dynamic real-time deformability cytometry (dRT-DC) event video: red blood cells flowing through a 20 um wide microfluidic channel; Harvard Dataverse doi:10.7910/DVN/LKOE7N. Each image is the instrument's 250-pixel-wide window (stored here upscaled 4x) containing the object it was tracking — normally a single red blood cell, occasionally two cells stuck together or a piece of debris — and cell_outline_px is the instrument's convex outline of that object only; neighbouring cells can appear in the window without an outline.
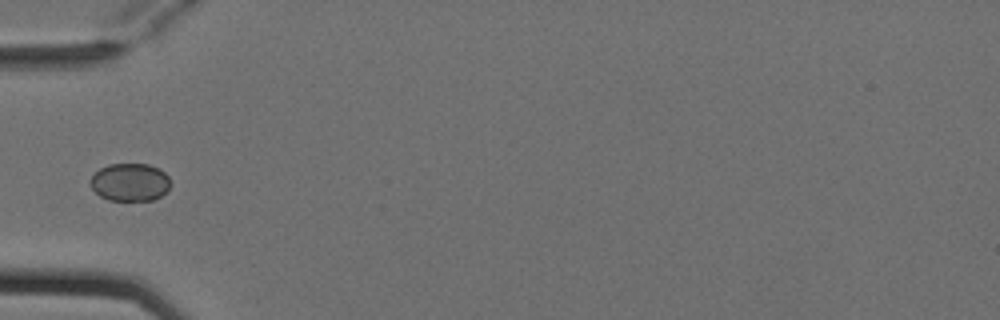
{"species": "Egyptian fruit bat (a non-hibernating species)", "species_latin": "Rousettus aegyptiacus", "temperature_condition": "cold", "stored_images_in_passage": 5, "camera_frame_rate_fps": 3000, "um_per_image_px": 0.085, "animal": {"sex": "female"}, "frame": {"image": 1, "passage_image": 5, "time_ms": 1.333, "image_size_px": [1000, 320], "cell_outline_px": [[168, 188], [160, 196], [152, 200], [108, 200], [100, 196], [92, 188], [92, 176], [100, 168], [108, 164], [148, 164], [160, 168], [168, 176]], "centroid_in_image_um": [11.04, 15.47], "position_along_channel_um": 74.0, "area_um2": 17.4}}